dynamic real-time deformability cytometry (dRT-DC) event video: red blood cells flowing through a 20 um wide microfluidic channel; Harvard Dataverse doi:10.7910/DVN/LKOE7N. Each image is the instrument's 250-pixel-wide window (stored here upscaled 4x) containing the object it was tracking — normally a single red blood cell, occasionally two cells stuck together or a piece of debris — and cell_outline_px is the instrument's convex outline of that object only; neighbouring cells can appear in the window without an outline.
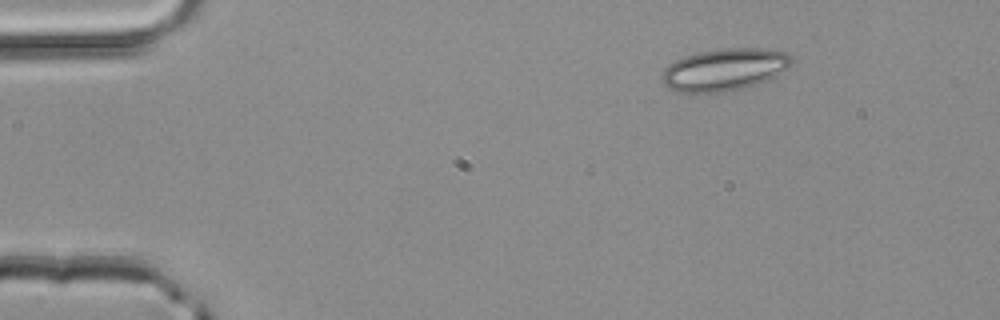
{"species": "common noctule bat (a hibernating species)", "species_latin": "Nyctalus noctula", "temperature_condition": "room temperature", "stored_images_in_passage": 44, "camera_frame_rate_fps": 3000, "um_per_image_px": 0.085, "animal": {"sex": "male", "body_mass_g": 20.4}, "frame": {"image": 1, "passage_image": 1, "time_ms": 0.0, "image_size_px": [1000, 320], "cell_outline_px": [[796, 60], [788, 68], [776, 76], [768, 80], [756, 84], [724, 92], [680, 92], [668, 88], [660, 80], [660, 76], [664, 68], [668, 64], [684, 56], [696, 52], [724, 48], [760, 48], [788, 52]], "centroid_in_image_um": [61.59, 5.9], "position_along_channel_um": 23.4, "area_um2": 32.25}}
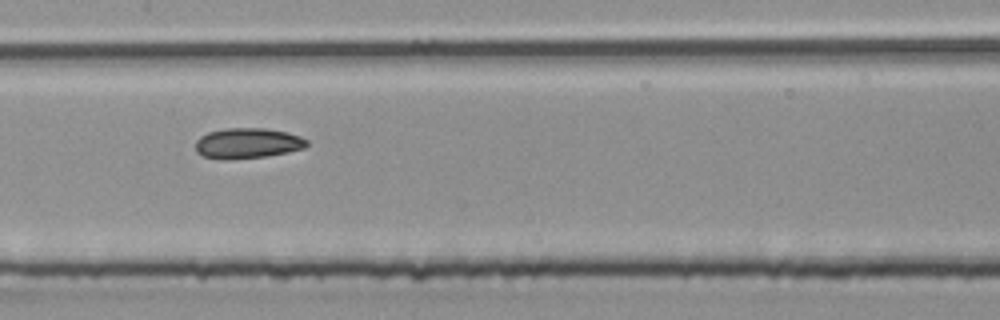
{"frame": {"image": 2, "passage_image": 19, "time_ms": 6.0, "image_size_px": [1000, 320], "cell_outline_px": [[308, 144], [304, 148], [288, 152], [268, 156], [228, 160], [224, 160], [204, 156], [196, 152], [196, 140], [200, 136], [208, 132], [224, 128], [264, 128], [288, 132], [300, 136], [308, 140]], "centroid_in_image_um": [21.04, 12.17], "position_along_channel_um": 186.4, "area_um2": 19.94}}
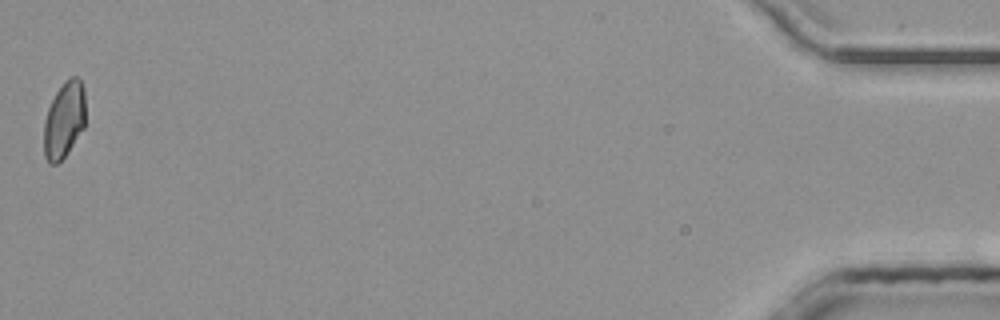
{"frame": {"image": 3, "passage_image": 44, "time_ms": 14.333, "image_size_px": [1000, 320], "cell_outline_px": [[84, 128], [68, 152], [56, 164], [48, 164], [44, 156], [44, 120], [48, 108], [56, 92], [64, 80], [72, 76], [76, 76], [80, 80], [84, 88]], "centroid_in_image_um": [5.44, 10.19], "position_along_channel_um": 429.8, "area_um2": 18.55}, "authors_computed_cell_mechanics": {"area_um2": 19.4208, "velocity_mm_per_s": 4.1363, "shape_relaxation_time_tau1_ms": null, "shape_relaxation_time_tau2_ms": 4.9332, "deformation_change_tau1": null, "deformation_change_tau2": 0.0992}}